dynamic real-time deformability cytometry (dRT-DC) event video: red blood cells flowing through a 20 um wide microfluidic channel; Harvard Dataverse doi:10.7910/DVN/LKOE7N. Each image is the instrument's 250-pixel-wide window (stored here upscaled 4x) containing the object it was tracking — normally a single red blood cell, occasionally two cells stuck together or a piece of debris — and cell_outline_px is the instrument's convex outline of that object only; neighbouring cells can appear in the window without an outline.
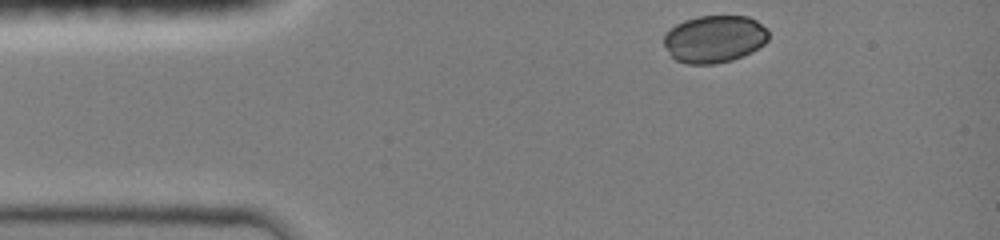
{"species": "common noctule bat (a hibernating species)", "species_latin": "Nyctalus noctula", "temperature_condition": "room temperature", "stored_images_in_passage": 12, "camera_frame_rate_fps": 3000, "um_per_image_px": 0.085, "animal": {"sex": "female", "body_mass_g": 19.0, "forearm_length_mm": 51.5}, "frame": {"image": 1, "passage_image": 1, "time_ms": 0.0, "image_size_px": [1000, 240], "cell_outline_px": [[768, 40], [764, 44], [752, 52], [732, 60], [716, 64], [684, 64], [676, 60], [668, 52], [664, 44], [664, 36], [676, 24], [684, 20], [696, 16], [748, 16], [756, 20], [768, 28]], "centroid_in_image_um": [60.74, 3.31], "position_along_channel_um": 24.3, "area_um2": 29.07}}
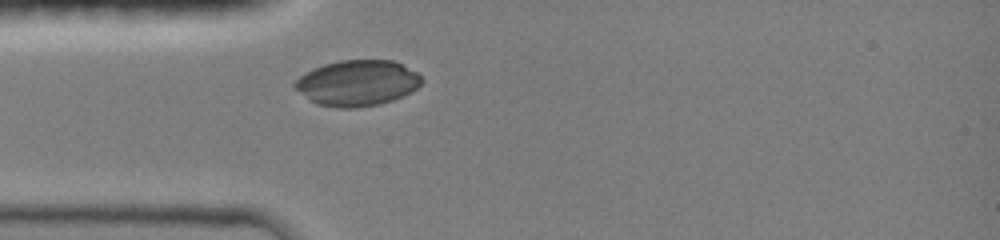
{"frame": {"image": 2, "passage_image": 7, "time_ms": 2.0, "image_size_px": [1000, 240], "cell_outline_px": [[424, 80], [416, 88], [392, 100], [380, 104], [356, 108], [336, 108], [316, 104], [308, 100], [292, 84], [300, 76], [312, 68], [324, 64], [340, 60], [392, 60], [416, 72]], "centroid_in_image_um": [30.33, 7.06], "position_along_channel_um": 54.7, "area_um2": 33.7}}
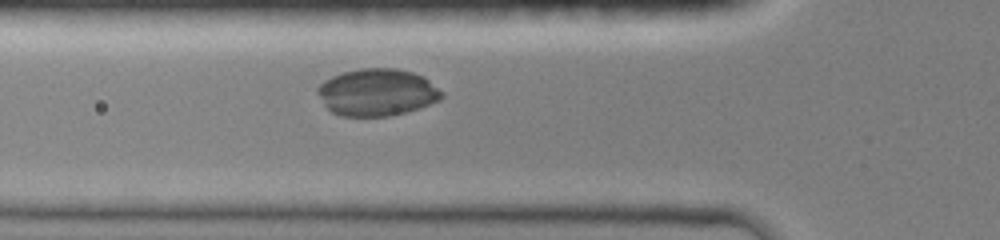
{"frame": {"image": 3, "passage_image": 10, "time_ms": 3.0, "image_size_px": [1000, 240], "cell_outline_px": [[444, 96], [440, 100], [404, 112], [388, 116], [340, 116], [332, 112], [324, 104], [316, 92], [316, 88], [324, 80], [332, 76], [344, 72], [360, 68], [396, 68], [412, 72], [428, 80], [444, 92]], "centroid_in_image_um": [32.02, 7.84], "position_along_channel_um": 93.8, "area_um2": 33.93}}